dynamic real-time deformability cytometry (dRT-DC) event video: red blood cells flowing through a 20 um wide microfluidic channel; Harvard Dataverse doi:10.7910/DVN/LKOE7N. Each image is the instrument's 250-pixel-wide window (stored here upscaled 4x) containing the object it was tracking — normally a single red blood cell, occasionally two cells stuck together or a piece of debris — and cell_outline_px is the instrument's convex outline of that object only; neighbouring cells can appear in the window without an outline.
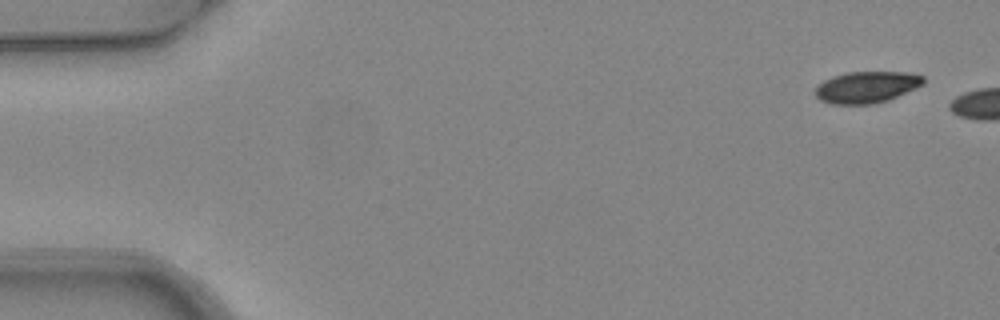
{"species": "common noctule bat (a hibernating species)", "species_latin": "Nyctalus noctula", "temperature_condition": "warm", "stored_images_in_passage": 2, "camera_frame_rate_fps": 3000, "um_per_image_px": 0.085, "animal": {"sex": "female", "body_mass_g": 24.6, "forearm_length_mm": 56.2}, "frame": {"image": 1, "passage_image": 1, "time_ms": 0.0, "image_size_px": [1000, 320], "cell_outline_px": [[924, 84], [916, 88], [888, 100], [872, 104], [832, 104], [820, 100], [816, 96], [816, 84], [832, 76], [848, 72], [908, 72], [924, 76]], "centroid_in_image_um": [73.66, 7.4], "position_along_channel_um": 11.3, "area_um2": 19.94}}